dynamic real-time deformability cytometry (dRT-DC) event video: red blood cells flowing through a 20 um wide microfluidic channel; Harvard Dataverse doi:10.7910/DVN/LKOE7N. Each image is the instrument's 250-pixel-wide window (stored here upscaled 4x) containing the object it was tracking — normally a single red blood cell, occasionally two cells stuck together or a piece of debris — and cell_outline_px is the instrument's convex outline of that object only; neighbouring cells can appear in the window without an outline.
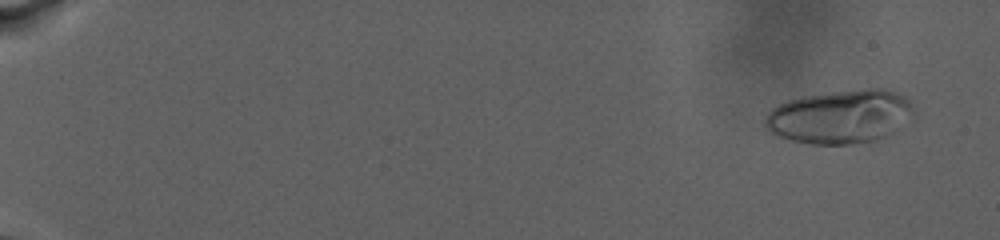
{"species": "human", "species_latin": "Homo sapiens", "temperature_condition": "warm", "stored_images_in_passage": 57, "camera_frame_rate_fps": 3000, "um_per_image_px": 0.085, "donor": {"sex": "male"}, "frame": {"image": 1, "passage_image": 6, "time_ms": 1.667, "image_size_px": [1000, 240], "cell_outline_px": [[912, 120], [892, 132], [876, 140], [852, 144], [812, 144], [792, 140], [780, 136], [772, 132], [764, 124], [764, 120], [768, 112], [772, 108], [788, 100], [804, 96], [832, 92], [868, 88], [880, 88], [896, 92], [904, 96], [912, 104]], "centroid_in_image_um": [71.44, 9.91], "position_along_channel_um": 13.6, "area_um2": 46.24}}
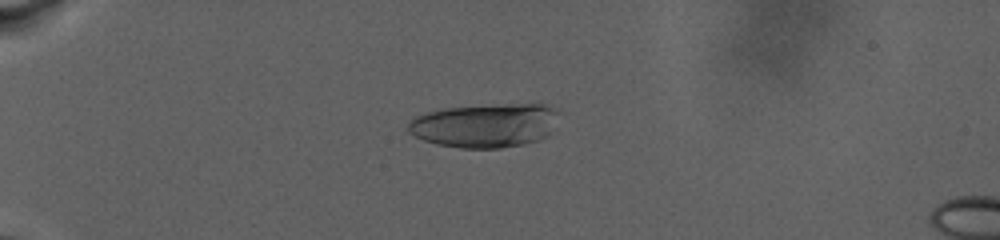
{"frame": {"image": 2, "passage_image": 41, "time_ms": 8.667, "image_size_px": [1000, 240], "cell_outline_px": [[564, 112], [548, 136], [524, 144], [500, 148], [460, 148], [436, 144], [424, 140], [408, 132], [408, 124], [416, 116], [428, 112], [448, 108], [540, 100]], "centroid_in_image_um": [41.4, 10.61], "position_along_channel_um": 43.6, "area_um2": 39.82}}